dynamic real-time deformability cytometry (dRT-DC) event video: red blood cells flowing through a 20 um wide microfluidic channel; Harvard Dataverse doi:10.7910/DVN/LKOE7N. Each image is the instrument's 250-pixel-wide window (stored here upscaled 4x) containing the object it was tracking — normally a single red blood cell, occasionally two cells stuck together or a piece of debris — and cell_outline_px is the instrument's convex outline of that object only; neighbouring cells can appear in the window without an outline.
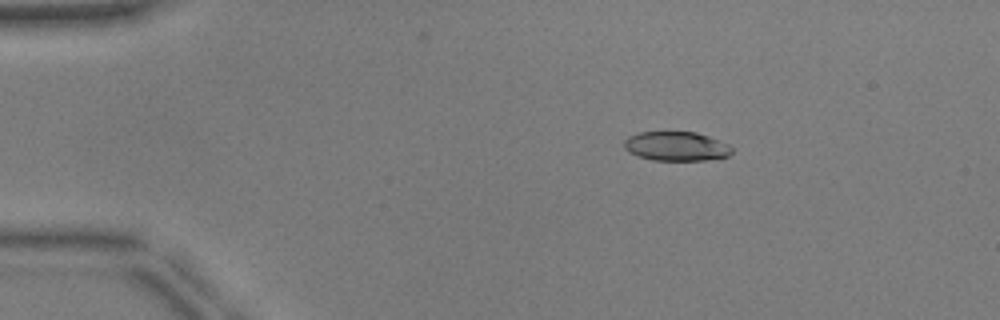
{"species": "common noctule bat (a hibernating species)", "species_latin": "Nyctalus noctula", "temperature_condition": "warm", "stored_images_in_passage": 45, "camera_frame_rate_fps": 3000, "um_per_image_px": 0.085, "animal": {"sex": "male", "body_mass_g": 17.9, "forearm_length_mm": 54.2}, "frame": {"image": 1, "passage_image": 2, "time_ms": 0.333, "image_size_px": [1000, 320], "cell_outline_px": [[732, 152], [728, 156], [704, 160], [652, 160], [636, 156], [628, 152], [624, 148], [624, 140], [628, 136], [640, 132], [696, 132], [708, 136], [728, 144], [732, 148]], "centroid_in_image_um": [57.44, 12.43], "position_along_channel_um": 27.6, "area_um2": 18.38}}
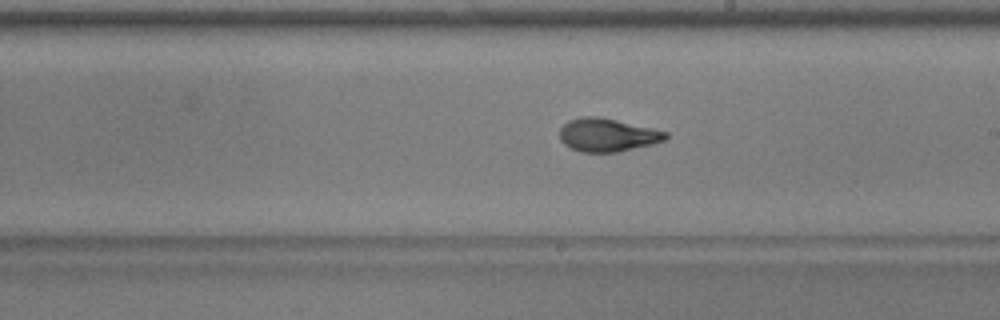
{"frame": {"image": 2, "passage_image": 23, "time_ms": 7.333, "image_size_px": [1000, 320], "cell_outline_px": [[668, 136], [664, 140], [652, 144], [616, 152], [580, 152], [568, 148], [560, 140], [560, 128], [568, 120], [580, 116], [596, 116], [616, 120], [652, 128], [668, 132]], "centroid_in_image_um": [51.58, 11.47], "position_along_channel_um": 237.4, "area_um2": 20.52}}
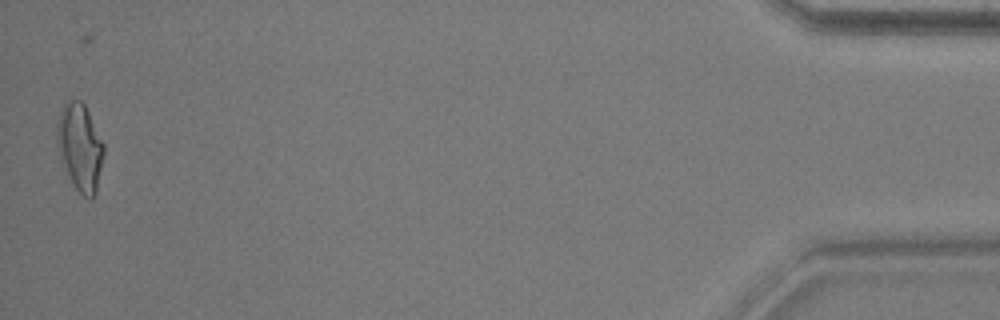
{"frame": {"image": 3, "passage_image": 44, "time_ms": 14.333, "image_size_px": [1000, 320], "cell_outline_px": [[104, 152], [96, 192], [92, 200], [84, 196], [72, 184], [64, 168], [56, 144], [56, 128], [60, 112], [64, 104], [68, 100], [80, 100], [84, 104], [104, 144]], "centroid_in_image_um": [6.78, 12.52], "position_along_channel_um": 428.4, "area_um2": 23.64}, "authors_computed_cell_mechanics": {"area_um2": 20.23, "velocity_mm_per_s": 3.9509, "shape_relaxation_time_tau1_ms": 3.6306, "shape_relaxation_time_tau2_ms": 1.5275, "deformation_change_tau1": 0.1673, "deformation_change_tau2": 0.0812}}